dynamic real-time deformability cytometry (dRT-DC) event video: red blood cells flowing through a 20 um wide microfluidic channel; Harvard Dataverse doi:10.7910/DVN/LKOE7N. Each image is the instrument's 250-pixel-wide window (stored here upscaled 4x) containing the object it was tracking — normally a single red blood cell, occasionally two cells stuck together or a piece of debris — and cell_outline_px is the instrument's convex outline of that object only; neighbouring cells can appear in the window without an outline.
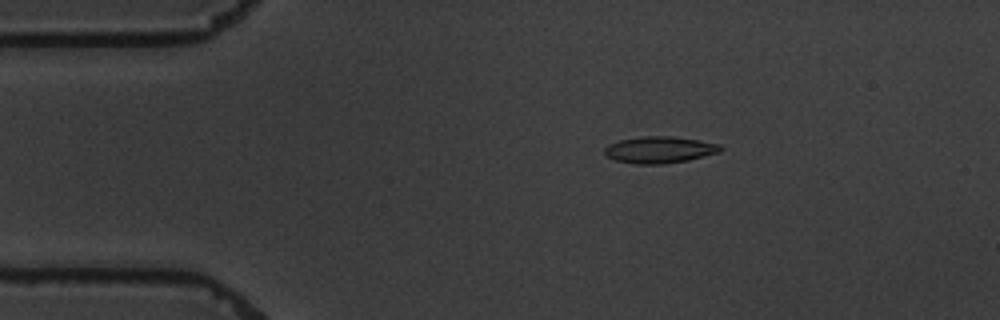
{"species": "common noctule bat (a hibernating species)", "species_latin": "Nyctalus noctula", "temperature_condition": "warm", "stored_images_in_passage": 5, "camera_frame_rate_fps": 3000, "um_per_image_px": 0.085, "animal": {"sex": "male", "body_mass_g": 19.5, "forearm_length_mm": 54.6}, "frame": {"image": 1, "passage_image": 3, "time_ms": 2.667, "image_size_px": [1000, 320], "cell_outline_px": [[724, 148], [720, 152], [688, 160], [664, 164], [632, 164], [616, 160], [608, 156], [604, 152], [604, 148], [608, 144], [620, 140], [644, 136], [672, 136], [720, 144]], "centroid_in_image_um": [56.06, 12.73], "position_along_channel_um": 28.9, "area_um2": 17.98}}